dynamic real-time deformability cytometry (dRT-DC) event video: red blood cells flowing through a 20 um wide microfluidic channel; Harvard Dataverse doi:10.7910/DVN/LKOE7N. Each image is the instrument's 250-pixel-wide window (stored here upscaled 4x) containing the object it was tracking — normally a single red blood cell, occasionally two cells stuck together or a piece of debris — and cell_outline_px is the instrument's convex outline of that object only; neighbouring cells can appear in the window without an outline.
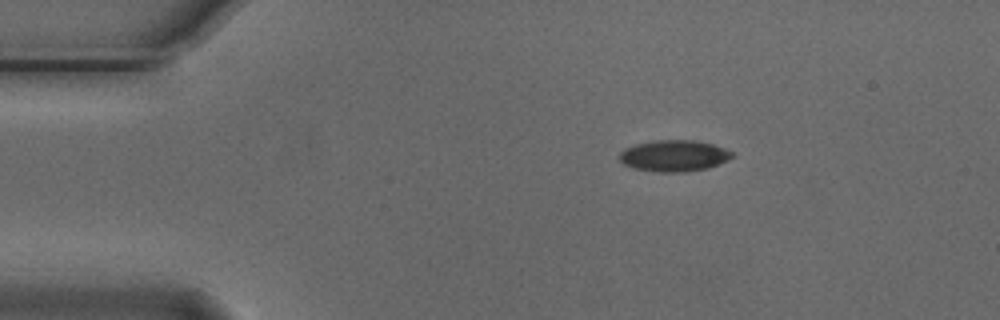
{"species": "Egyptian fruit bat (a non-hibernating species)", "species_latin": "Rousettus aegyptiacus", "temperature_condition": "cold", "stored_images_in_passage": 4, "camera_frame_rate_fps": 3000, "um_per_image_px": 0.085, "animal": {"sex": "male"}, "frame": {"image": 1, "passage_image": 1, "time_ms": 0.0, "image_size_px": [1000, 320], "cell_outline_px": [[736, 156], [728, 160], [708, 168], [684, 172], [660, 172], [632, 168], [624, 164], [620, 160], [620, 152], [624, 148], [636, 144], [656, 140], [696, 140], [712, 144], [724, 148], [732, 152]], "centroid_in_image_um": [57.31, 13.24], "position_along_channel_um": 27.7, "area_um2": 20.63}}
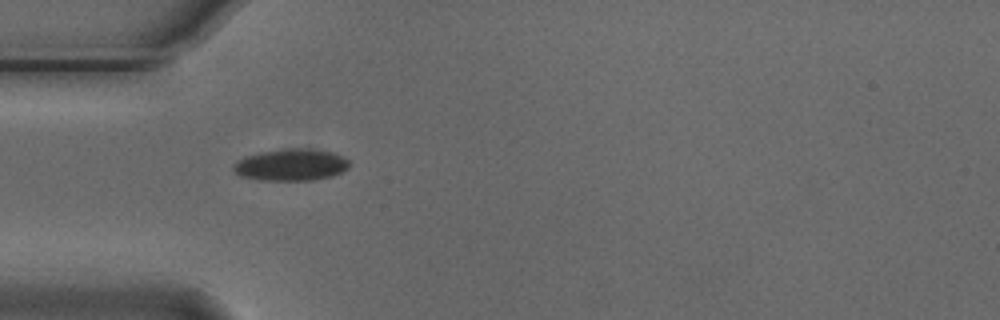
{"frame": {"image": 2, "passage_image": 3, "time_ms": 0.667, "image_size_px": [1000, 320], "cell_outline_px": [[348, 168], [332, 176], [312, 180], [256, 180], [240, 176], [232, 168], [232, 164], [236, 160], [244, 156], [260, 152], [284, 148], [308, 148], [332, 152], [344, 156], [348, 160]], "centroid_in_image_um": [24.69, 14.0], "position_along_channel_um": 60.3, "area_um2": 21.73}}
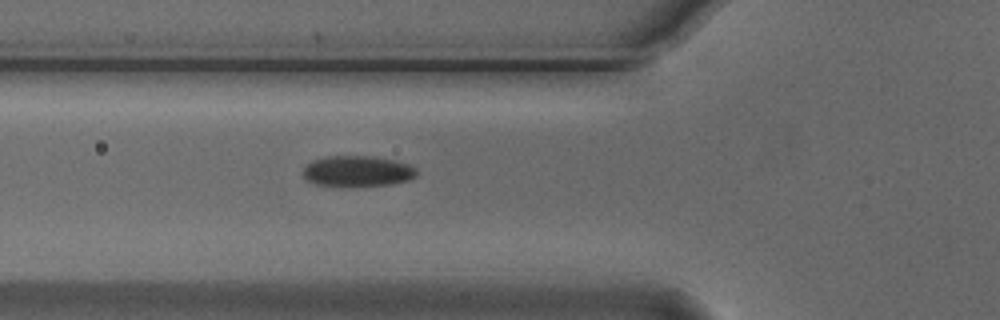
{"frame": {"image": 3, "passage_image": 4, "time_ms": 1.0, "image_size_px": [1000, 320], "cell_outline_px": [[416, 176], [408, 180], [392, 184], [348, 188], [316, 184], [304, 180], [304, 168], [312, 160], [324, 156], [376, 156], [408, 164], [416, 168]], "centroid_in_image_um": [30.35, 14.57], "position_along_channel_um": 95.4, "area_um2": 20.87}}